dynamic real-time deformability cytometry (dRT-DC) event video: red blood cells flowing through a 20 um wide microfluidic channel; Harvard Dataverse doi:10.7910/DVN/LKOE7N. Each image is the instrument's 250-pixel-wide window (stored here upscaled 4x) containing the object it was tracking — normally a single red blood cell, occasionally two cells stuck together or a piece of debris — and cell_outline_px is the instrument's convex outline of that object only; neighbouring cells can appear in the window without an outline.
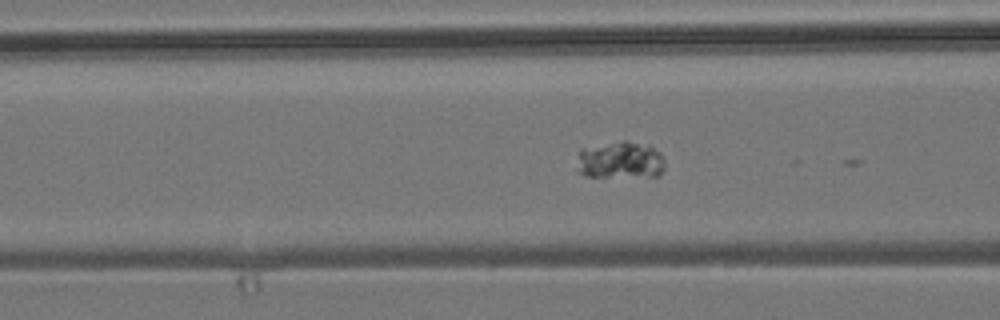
{"species": "common noctule bat (a hibernating species)", "species_latin": "Nyctalus noctula", "temperature_condition": "room temperature", "stored_images_in_passage": 7, "camera_frame_rate_fps": 3000, "um_per_image_px": 0.085, "animal": {"sex": "male", "body_mass_g": 19.2, "forearm_length_mm": 51.8}, "frame": {"image": 1, "passage_image": 6, "time_ms": 1.667, "image_size_px": [1000, 320], "cell_outline_px": [[664, 168], [660, 176], [584, 176], [576, 172], [580, 148], [624, 140], [628, 140], [648, 144], [660, 152], [664, 156]], "centroid_in_image_um": [52.74, 13.6], "position_along_channel_um": 113.9, "area_um2": 19.42}}